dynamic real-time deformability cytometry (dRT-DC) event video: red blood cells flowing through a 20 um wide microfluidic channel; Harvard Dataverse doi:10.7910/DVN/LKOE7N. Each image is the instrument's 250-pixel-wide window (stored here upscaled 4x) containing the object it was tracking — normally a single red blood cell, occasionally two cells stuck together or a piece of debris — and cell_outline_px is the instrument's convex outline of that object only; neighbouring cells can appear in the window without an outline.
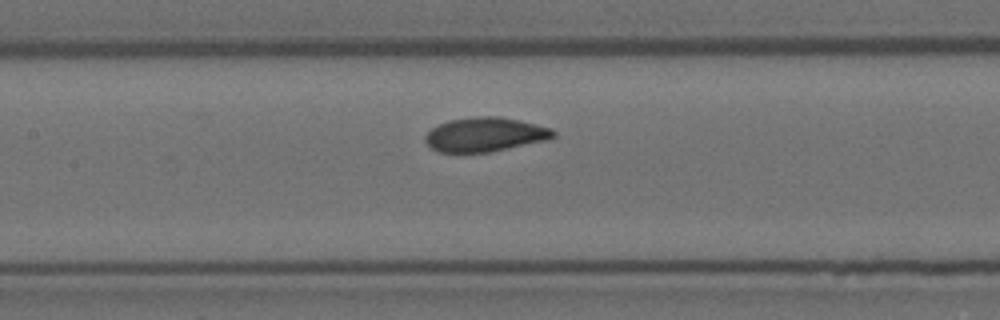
{"species": "Egyptian fruit bat (a non-hibernating species)", "species_latin": "Rousettus aegyptiacus", "temperature_condition": "room temperature", "stored_images_in_passage": 7, "camera_frame_rate_fps": 3000, "um_per_image_px": 0.085, "animal": {"sex": "female"}, "frame": {"image": 1, "passage_image": 7, "time_ms": 2.0, "image_size_px": [1000, 320], "cell_outline_px": [[556, 136], [548, 140], [488, 152], [440, 152], [432, 148], [424, 140], [424, 136], [432, 128], [448, 120], [476, 116], [500, 116], [520, 120], [552, 128], [556, 132]], "centroid_in_image_um": [41.26, 11.42], "position_along_channel_um": 166.1, "area_um2": 25.55}}